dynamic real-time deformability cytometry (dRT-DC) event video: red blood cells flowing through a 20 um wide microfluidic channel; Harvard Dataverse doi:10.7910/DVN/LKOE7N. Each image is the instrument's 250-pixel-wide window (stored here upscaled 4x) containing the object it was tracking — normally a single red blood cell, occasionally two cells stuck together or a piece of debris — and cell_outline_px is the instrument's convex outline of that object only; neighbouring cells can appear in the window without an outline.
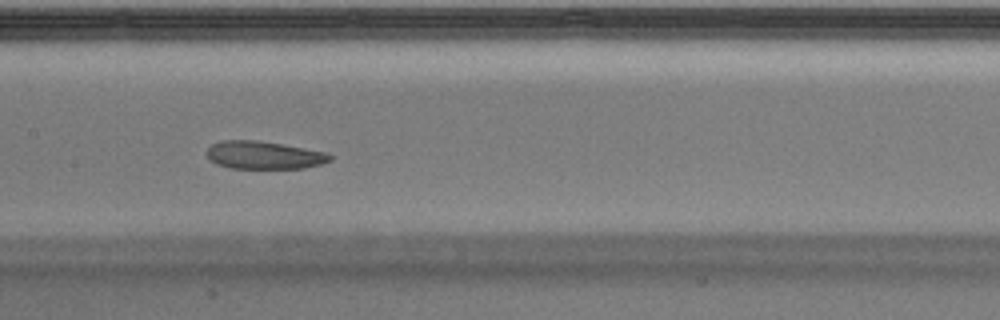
{"species": "Egyptian fruit bat (a non-hibernating species)", "species_latin": "Rousettus aegyptiacus", "temperature_condition": "warm", "stored_images_in_passage": 30, "camera_frame_rate_fps": 3000, "um_per_image_px": 0.085, "animal": {"sex": "male"}, "frame": {"image": 1, "passage_image": 9, "time_ms": 2.667, "image_size_px": [1000, 320], "cell_outline_px": [[332, 160], [320, 164], [304, 168], [228, 168], [216, 164], [208, 156], [208, 148], [212, 144], [220, 140], [256, 140], [304, 148], [324, 152], [332, 156]], "centroid_in_image_um": [22.42, 13.19], "position_along_channel_um": 185.0, "area_um2": 19.77}}